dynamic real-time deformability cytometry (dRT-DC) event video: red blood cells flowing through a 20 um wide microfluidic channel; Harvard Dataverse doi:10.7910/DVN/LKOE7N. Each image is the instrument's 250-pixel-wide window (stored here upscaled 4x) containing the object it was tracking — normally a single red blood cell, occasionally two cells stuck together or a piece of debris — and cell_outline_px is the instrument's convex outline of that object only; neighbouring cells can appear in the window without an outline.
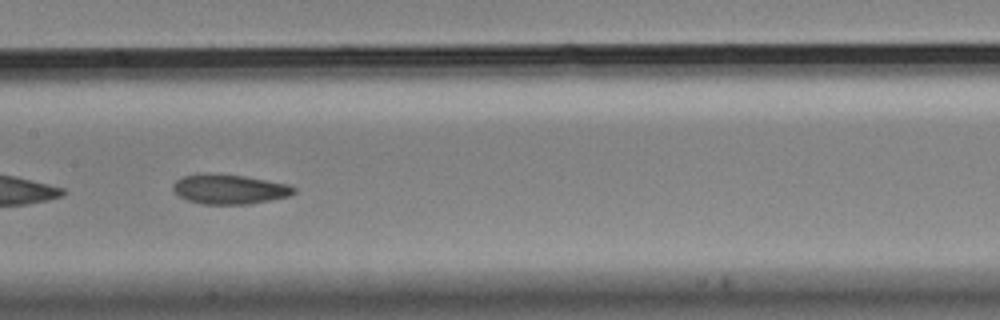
{"species": "Egyptian fruit bat (a non-hibernating species)", "species_latin": "Rousettus aegyptiacus", "temperature_condition": "cold", "stored_images_in_passage": 39, "camera_frame_rate_fps": 3000, "um_per_image_px": 0.085, "animal": {"sex": "male"}, "frame": {"image": 1, "passage_image": 12, "time_ms": 3.667, "image_size_px": [1000, 320], "cell_outline_px": [[296, 192], [288, 196], [272, 200], [248, 204], [200, 204], [188, 200], [180, 196], [172, 188], [172, 184], [176, 180], [184, 176], [204, 172], [208, 172], [244, 176], [288, 184], [296, 188]], "centroid_in_image_um": [19.49, 16.07], "position_along_channel_um": 187.9, "area_um2": 21.04}, "authors_computed_cell_mechanics": {"area_um2": 21.2126, "velocity_mm_per_s": 3.4872, "shape_relaxation_time_tau1_ms": 9.3511, "shape_relaxation_time_tau2_ms": 3.3902, "deformation_change_tau1": 0.1638, "deformation_change_tau2": 0.0808}}